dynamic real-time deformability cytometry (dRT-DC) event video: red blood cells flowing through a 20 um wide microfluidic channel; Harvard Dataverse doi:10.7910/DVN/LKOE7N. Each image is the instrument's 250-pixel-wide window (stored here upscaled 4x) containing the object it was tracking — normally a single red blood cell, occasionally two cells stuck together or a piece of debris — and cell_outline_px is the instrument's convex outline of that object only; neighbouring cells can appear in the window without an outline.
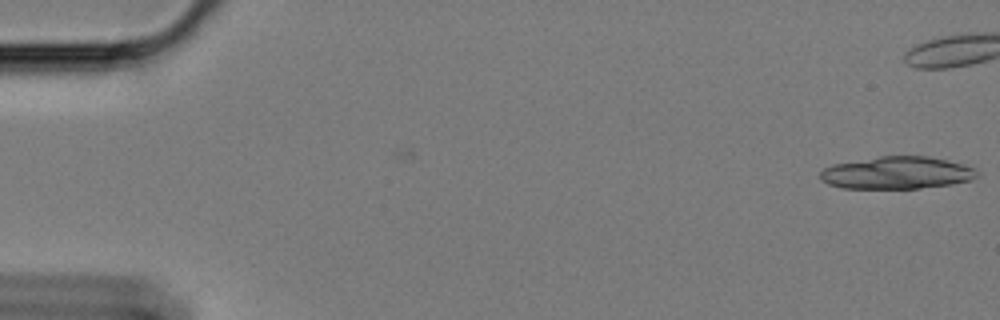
{"species": "Egyptian fruit bat (a non-hibernating species)", "species_latin": "Rousettus aegyptiacus", "temperature_condition": "cold", "stored_images_in_passage": 24, "camera_frame_rate_fps": 3000, "um_per_image_px": 0.085, "animal": {"sex": "female"}, "frame": {"image": 1, "passage_image": 1, "time_ms": 0.0, "image_size_px": [1000, 320], "cell_outline_px": [[980, 172], [972, 180], [952, 184], [920, 188], [840, 188], [828, 184], [820, 180], [820, 172], [824, 168], [832, 164], [880, 156], [928, 156], [948, 160], [964, 164]], "centroid_in_image_um": [76.23, 14.69], "position_along_channel_um": 8.8, "area_um2": 29.71}}